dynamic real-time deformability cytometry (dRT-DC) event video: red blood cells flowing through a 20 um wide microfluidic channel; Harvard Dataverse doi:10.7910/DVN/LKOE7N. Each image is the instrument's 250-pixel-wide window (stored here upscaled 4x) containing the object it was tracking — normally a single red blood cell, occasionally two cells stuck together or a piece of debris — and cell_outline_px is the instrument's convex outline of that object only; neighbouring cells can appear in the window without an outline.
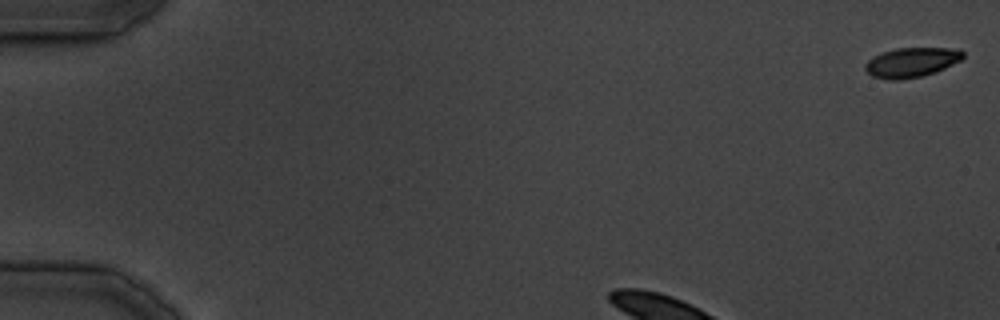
{"species": "common noctule bat (a hibernating species)", "species_latin": "Nyctalus noctula", "temperature_condition": "cold", "stored_images_in_passage": 23, "camera_frame_rate_fps": 3000, "um_per_image_px": 0.085, "animal": {"sex": "male", "body_mass_g": 19.5, "forearm_length_mm": 54.6}, "frame": {"image": 1, "passage_image": 1, "time_ms": 0.0, "image_size_px": [1000, 320], "cell_outline_px": [[964, 56], [960, 60], [936, 72], [920, 76], [900, 80], [888, 80], [872, 76], [864, 68], [864, 64], [872, 56], [896, 48], [960, 48], [964, 52]], "centroid_in_image_um": [77.47, 5.29], "position_along_channel_um": 7.5, "area_um2": 16.94}}